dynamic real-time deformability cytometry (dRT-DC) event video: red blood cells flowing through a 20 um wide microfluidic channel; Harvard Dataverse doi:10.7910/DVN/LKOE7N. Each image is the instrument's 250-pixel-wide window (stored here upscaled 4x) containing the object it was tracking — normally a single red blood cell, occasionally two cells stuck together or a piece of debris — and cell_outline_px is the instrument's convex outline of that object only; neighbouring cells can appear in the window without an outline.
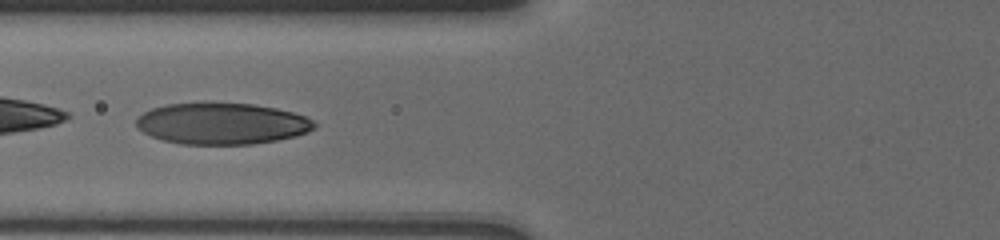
{"species": "human", "species_latin": "Homo sapiens", "temperature_condition": "cold", "stored_images_in_passage": 58, "camera_frame_rate_fps": 3000, "um_per_image_px": 0.085, "donor": {"sex": "male"}, "frame": {"image": 1, "passage_image": 27, "time_ms": 8.0, "image_size_px": [1000, 240], "cell_outline_px": [[316, 128], [308, 132], [296, 136], [276, 140], [252, 144], [180, 144], [160, 140], [136, 128], [136, 116], [152, 108], [168, 104], [204, 100], [212, 100], [252, 104], [276, 108], [292, 112], [304, 116], [312, 120], [316, 124]], "centroid_in_image_um": [18.81, 10.47], "position_along_channel_um": 107.0, "area_um2": 44.04}}
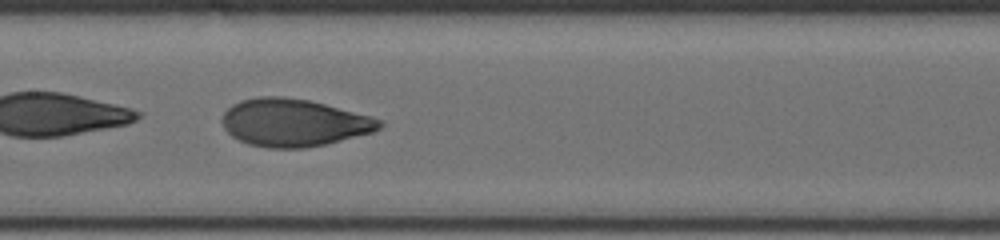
{"frame": {"image": 2, "passage_image": 33, "time_ms": 10.0, "image_size_px": [1000, 240], "cell_outline_px": [[384, 124], [380, 128], [372, 132], [324, 144], [304, 148], [268, 148], [248, 144], [232, 136], [224, 128], [220, 120], [224, 112], [232, 104], [240, 100], [260, 96], [284, 96], [308, 100], [372, 116], [384, 120]], "centroid_in_image_um": [24.95, 10.41], "position_along_channel_um": 182.5, "area_um2": 43.64}}
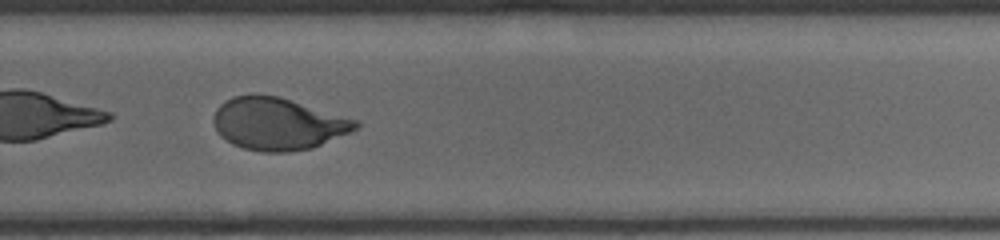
{"frame": {"image": 3, "passage_image": 43, "time_ms": 13.333, "image_size_px": [1000, 240], "cell_outline_px": [[360, 124], [356, 128], [348, 132], [312, 148], [288, 152], [260, 152], [244, 148], [232, 144], [220, 136], [212, 120], [216, 108], [220, 104], [232, 96], [252, 92], [256, 92], [280, 96], [360, 120]], "centroid_in_image_um": [23.59, 10.48], "position_along_channel_um": 306.2, "area_um2": 43.87}, "authors_computed_cell_mechanics": {"area_um2": 44.6794, "velocity_mm_per_s": 3.735, "shape_relaxation_time_tau1_ms": 4.3953, "shape_relaxation_time_tau2_ms": 0.6733, "deformation_change_tau1": 0.1844, "deformation_change_tau2": 0.0558}}